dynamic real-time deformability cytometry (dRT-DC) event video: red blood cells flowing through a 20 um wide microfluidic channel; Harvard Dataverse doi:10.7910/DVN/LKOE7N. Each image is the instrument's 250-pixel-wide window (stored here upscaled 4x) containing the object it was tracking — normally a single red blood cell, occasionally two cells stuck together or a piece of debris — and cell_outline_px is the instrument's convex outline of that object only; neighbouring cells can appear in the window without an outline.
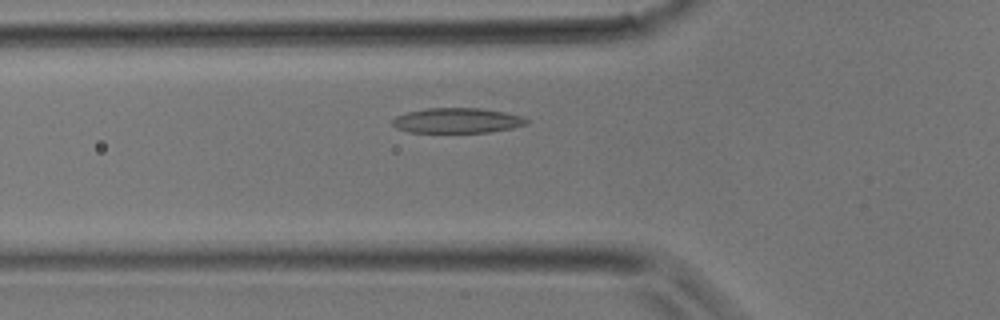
{"species": "common noctule bat (a hibernating species)", "species_latin": "Nyctalus noctula", "temperature_condition": "room temperature", "stored_images_in_passage": 30, "camera_frame_rate_fps": 3000, "um_per_image_px": 0.085, "animal": {"sex": "male", "body_mass_g": 17.9}, "frame": {"image": 1, "passage_image": 8, "time_ms": 2.333, "image_size_px": [1000, 320], "cell_outline_px": [[528, 124], [512, 128], [492, 132], [408, 132], [396, 128], [392, 124], [392, 120], [396, 116], [408, 112], [428, 108], [480, 108], [504, 112], [524, 116], [528, 120]], "centroid_in_image_um": [38.88, 10.25], "position_along_channel_um": 86.9, "area_um2": 19.65}}
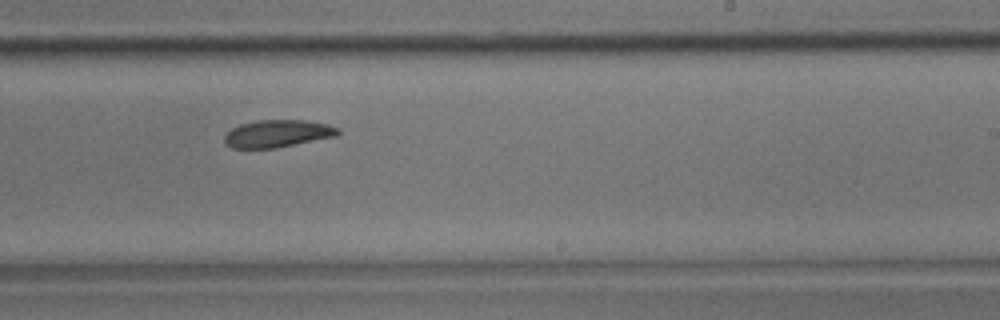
{"frame": {"image": 2, "passage_image": 18, "time_ms": 5.667, "image_size_px": [1000, 320], "cell_outline_px": [[340, 132], [336, 136], [276, 148], [232, 148], [224, 144], [224, 136], [232, 128], [240, 124], [256, 120], [304, 120], [328, 124], [340, 128]], "centroid_in_image_um": [23.58, 11.35], "position_along_channel_um": 265.4, "area_um2": 18.21}}
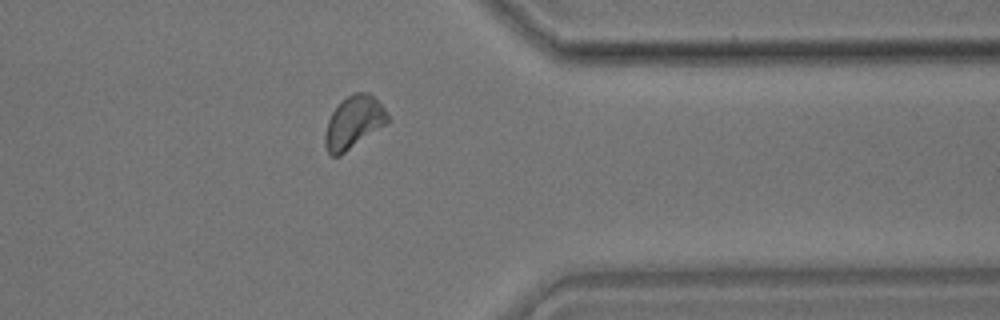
{"frame": {"image": 3, "passage_image": 25, "time_ms": 8.0, "image_size_px": [1000, 320], "cell_outline_px": [[392, 120], [388, 124], [340, 156], [332, 156], [328, 152], [324, 144], [324, 136], [328, 120], [332, 112], [352, 92], [368, 92], [376, 96]], "centroid_in_image_um": [30.11, 10.4], "position_along_channel_um": 381.3, "area_um2": 19.48}}